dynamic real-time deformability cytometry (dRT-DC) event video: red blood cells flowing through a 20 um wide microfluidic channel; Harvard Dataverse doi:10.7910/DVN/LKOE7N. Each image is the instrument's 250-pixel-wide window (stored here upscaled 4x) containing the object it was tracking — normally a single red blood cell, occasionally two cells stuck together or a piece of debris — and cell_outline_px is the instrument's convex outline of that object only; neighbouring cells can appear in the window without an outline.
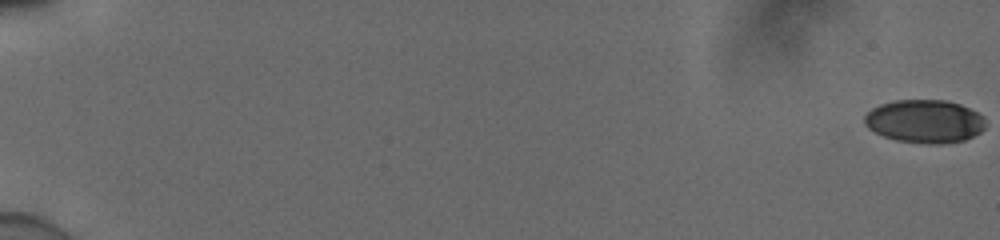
{"species": "human", "species_latin": "Homo sapiens", "temperature_condition": "cold", "stored_images_in_passage": 19, "camera_frame_rate_fps": 3000, "um_per_image_px": 0.085, "donor": {"sex": "male"}, "frame": {"image": 1, "passage_image": 1, "time_ms": 0.0, "image_size_px": [1000, 240], "cell_outline_px": [[984, 128], [980, 132], [964, 140], [940, 144], [928, 144], [896, 140], [884, 136], [868, 128], [864, 124], [864, 116], [872, 108], [880, 104], [896, 100], [948, 100], [960, 104], [984, 116]], "centroid_in_image_um": [78.58, 10.3], "position_along_channel_um": 6.4, "area_um2": 30.4}}
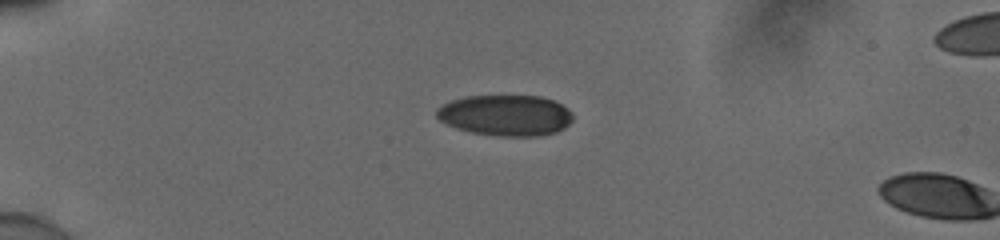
{"frame": {"image": 2, "passage_image": 17, "time_ms": 5.333, "image_size_px": [1000, 240], "cell_outline_px": [[572, 120], [564, 128], [556, 132], [536, 136], [500, 136], [472, 132], [456, 128], [440, 120], [436, 116], [436, 108], [452, 100], [468, 96], [540, 96], [552, 100], [568, 108], [572, 112]], "centroid_in_image_um": [42.98, 9.8], "position_along_channel_um": 42.0, "area_um2": 32.31}}